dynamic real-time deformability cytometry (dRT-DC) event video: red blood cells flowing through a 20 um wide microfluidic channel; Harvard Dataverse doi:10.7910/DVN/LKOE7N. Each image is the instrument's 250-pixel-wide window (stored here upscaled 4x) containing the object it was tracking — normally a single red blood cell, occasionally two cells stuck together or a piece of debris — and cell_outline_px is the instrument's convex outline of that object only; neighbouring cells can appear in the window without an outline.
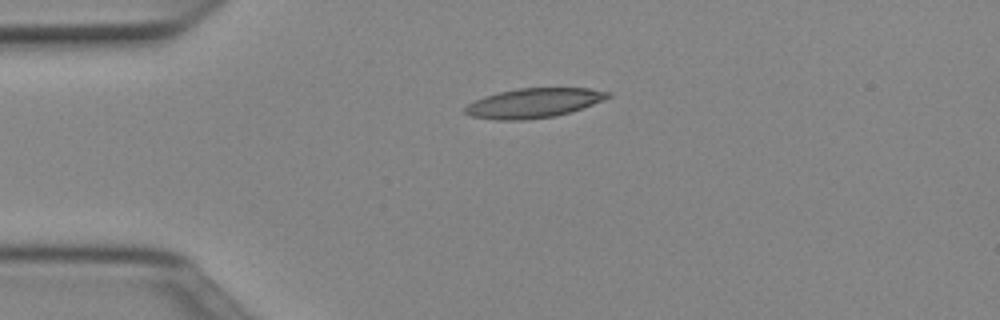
{"species": "Egyptian fruit bat (a non-hibernating species)", "species_latin": "Rousettus aegyptiacus", "temperature_condition": "cold", "stored_images_in_passage": 40, "camera_frame_rate_fps": 3000, "um_per_image_px": 0.085, "animal": {"sex": "female"}, "frame": {"image": 1, "passage_image": 1, "time_ms": 0.0, "image_size_px": [1000, 320], "cell_outline_px": [[612, 96], [592, 104], [556, 116], [524, 120], [496, 120], [472, 116], [464, 112], [464, 108], [468, 104], [484, 96], [516, 88], [592, 88], [612, 92]], "centroid_in_image_um": [45.37, 8.75], "position_along_channel_um": 39.6, "area_um2": 24.45}}
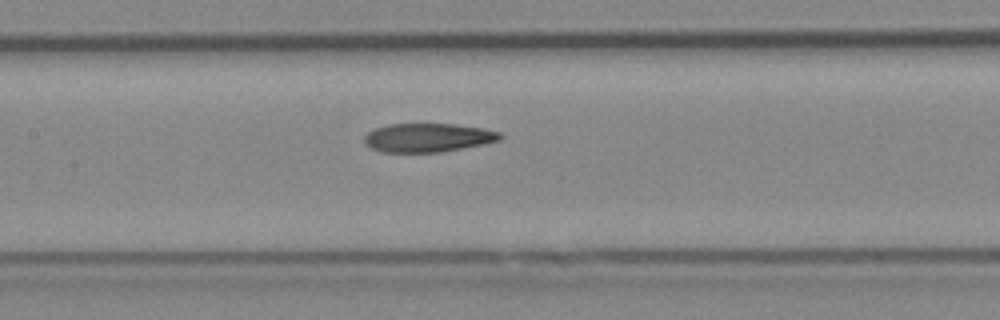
{"frame": {"image": 2, "passage_image": 13, "time_ms": 4.0, "image_size_px": [1000, 320], "cell_outline_px": [[504, 136], [500, 140], [484, 144], [440, 152], [380, 152], [364, 144], [364, 136], [368, 132], [376, 128], [388, 124], [452, 124], [484, 128], [500, 132]], "centroid_in_image_um": [36.37, 11.7], "position_along_channel_um": 171.0, "area_um2": 22.77}}
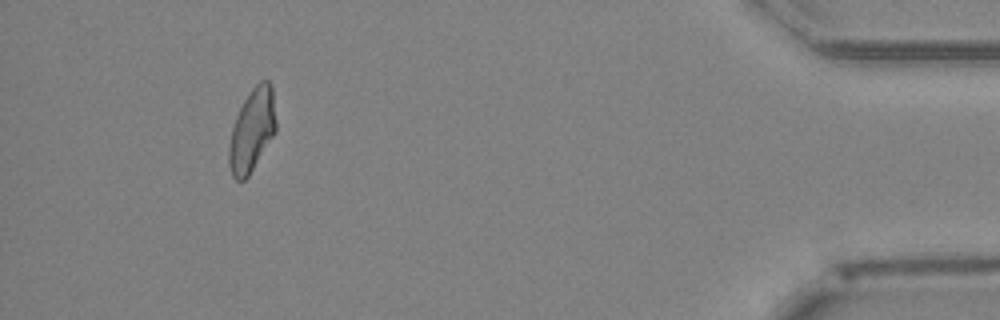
{"frame": {"image": 3, "passage_image": 36, "time_ms": 11.667, "image_size_px": [1000, 320], "cell_outline_px": [[276, 132], [248, 176], [244, 180], [236, 180], [232, 176], [228, 164], [228, 148], [232, 128], [236, 116], [244, 100], [252, 88], [260, 80], [268, 80], [272, 84], [276, 120]], "centroid_in_image_um": [21.42, 11.06], "position_along_channel_um": 413.8, "area_um2": 22.77}, "authors_computed_cell_mechanics": {"area_um2": 23.3801, "velocity_mm_per_s": 3.9936, "shape_relaxation_time_tau1_ms": null, "shape_relaxation_time_tau2_ms": 2.1602, "deformation_change_tau1": null, "deformation_change_tau2": 0.0887}}